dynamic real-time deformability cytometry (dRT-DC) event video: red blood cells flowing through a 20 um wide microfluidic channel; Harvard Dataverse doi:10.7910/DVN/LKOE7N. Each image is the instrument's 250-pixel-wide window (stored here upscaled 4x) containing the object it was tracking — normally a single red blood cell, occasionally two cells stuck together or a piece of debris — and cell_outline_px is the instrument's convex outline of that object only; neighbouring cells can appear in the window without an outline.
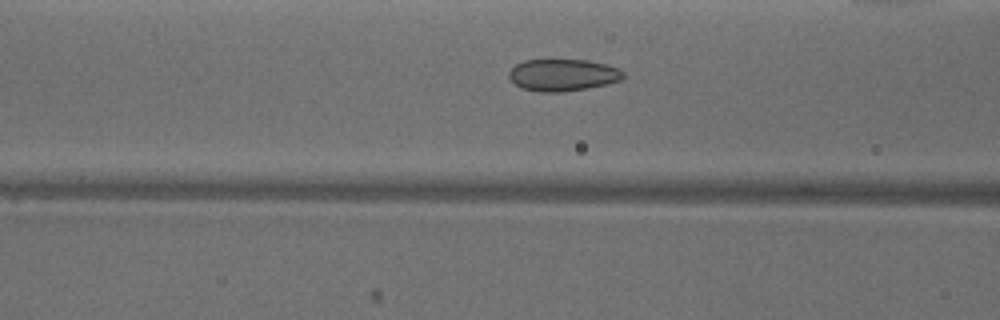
{"species": "common noctule bat (a hibernating species)", "species_latin": "Nyctalus noctula", "temperature_condition": "warm", "stored_images_in_passage": 27, "camera_frame_rate_fps": 3000, "um_per_image_px": 0.085, "animal": {"sex": "male", "body_mass_g": 18.8}, "frame": {"image": 1, "passage_image": 6, "time_ms": 1.667, "image_size_px": [1000, 320], "cell_outline_px": [[624, 76], [620, 80], [588, 88], [560, 92], [540, 92], [520, 88], [508, 76], [508, 72], [516, 64], [524, 60], [588, 60], [620, 68], [624, 72]], "centroid_in_image_um": [47.83, 6.37], "position_along_channel_um": 118.8, "area_um2": 21.21}}
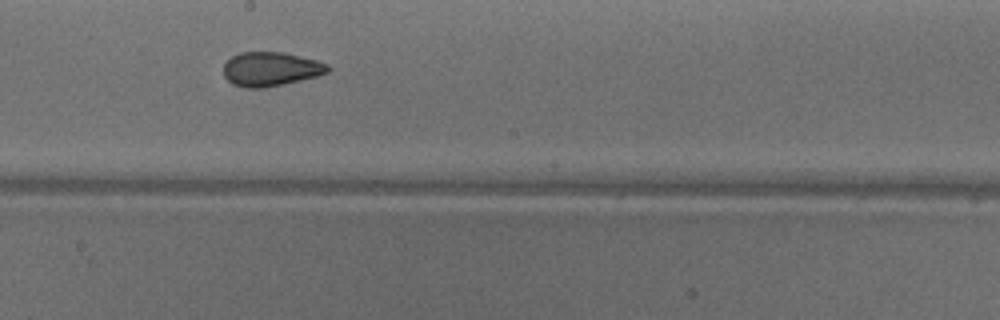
{"frame": {"image": 2, "passage_image": 14, "time_ms": 4.333, "image_size_px": [1000, 320], "cell_outline_px": [[328, 72], [316, 76], [300, 80], [260, 88], [244, 88], [232, 84], [224, 76], [224, 64], [232, 56], [240, 52], [284, 52], [316, 60], [328, 64]], "centroid_in_image_um": [22.98, 5.86], "position_along_channel_um": 225.2, "area_um2": 20.52}}
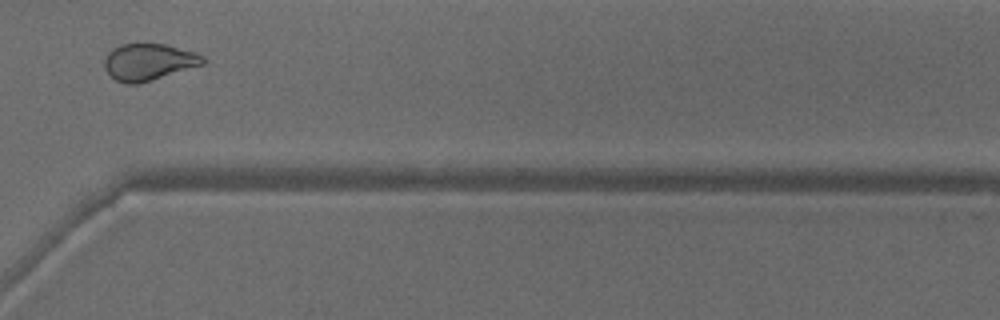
{"frame": {"image": 3, "passage_image": 24, "time_ms": 7.667, "image_size_px": [1000, 320], "cell_outline_px": [[204, 64], [136, 84], [124, 84], [116, 80], [104, 68], [104, 60], [108, 52], [120, 44], [164, 44], [192, 52], [204, 56]], "centroid_in_image_um": [12.59, 5.27], "position_along_channel_um": 358.0, "area_um2": 20.63}, "authors_computed_cell_mechanics": {"area_um2": 20.6924, "velocity_mm_per_s": 3.9931, "shape_relaxation_time_tau1_ms": null, "shape_relaxation_time_tau2_ms": 1.533, "deformation_change_tau1": null, "deformation_change_tau2": 0.0535}}